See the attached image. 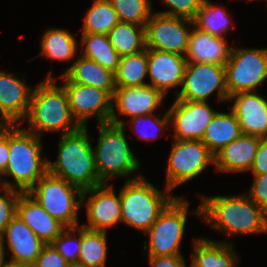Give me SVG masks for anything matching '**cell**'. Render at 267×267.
Here are the masks:
<instances>
[{
    "label": "cell",
    "instance_id": "f6af8a7d",
    "mask_svg": "<svg viewBox=\"0 0 267 267\" xmlns=\"http://www.w3.org/2000/svg\"><path fill=\"white\" fill-rule=\"evenodd\" d=\"M5 251L2 249L1 245H0V267H3L4 263L7 261L5 259Z\"/></svg>",
    "mask_w": 267,
    "mask_h": 267
},
{
    "label": "cell",
    "instance_id": "e0dca14e",
    "mask_svg": "<svg viewBox=\"0 0 267 267\" xmlns=\"http://www.w3.org/2000/svg\"><path fill=\"white\" fill-rule=\"evenodd\" d=\"M31 89L18 77L0 71V119L6 125L22 122L31 102Z\"/></svg>",
    "mask_w": 267,
    "mask_h": 267
},
{
    "label": "cell",
    "instance_id": "ffe728a7",
    "mask_svg": "<svg viewBox=\"0 0 267 267\" xmlns=\"http://www.w3.org/2000/svg\"><path fill=\"white\" fill-rule=\"evenodd\" d=\"M149 85L164 95L169 89L181 86L186 68L184 55L147 48Z\"/></svg>",
    "mask_w": 267,
    "mask_h": 267
},
{
    "label": "cell",
    "instance_id": "5bb4252c",
    "mask_svg": "<svg viewBox=\"0 0 267 267\" xmlns=\"http://www.w3.org/2000/svg\"><path fill=\"white\" fill-rule=\"evenodd\" d=\"M102 183L91 189L84 190L82 193V205L86 206L87 219L82 227L94 231L107 232L108 227L117 225L121 222V198L116 195L113 186ZM89 200L85 201L86 196Z\"/></svg>",
    "mask_w": 267,
    "mask_h": 267
},
{
    "label": "cell",
    "instance_id": "60d3db41",
    "mask_svg": "<svg viewBox=\"0 0 267 267\" xmlns=\"http://www.w3.org/2000/svg\"><path fill=\"white\" fill-rule=\"evenodd\" d=\"M9 125H6L0 131V178H1V186L6 188L16 189L15 185L10 183V181H6V179H2V175L5 174L6 167L9 161Z\"/></svg>",
    "mask_w": 267,
    "mask_h": 267
},
{
    "label": "cell",
    "instance_id": "4316f807",
    "mask_svg": "<svg viewBox=\"0 0 267 267\" xmlns=\"http://www.w3.org/2000/svg\"><path fill=\"white\" fill-rule=\"evenodd\" d=\"M82 56L99 63L105 69L116 72L120 55L111 44L106 34L83 33L81 38Z\"/></svg>",
    "mask_w": 267,
    "mask_h": 267
},
{
    "label": "cell",
    "instance_id": "9a60e30c",
    "mask_svg": "<svg viewBox=\"0 0 267 267\" xmlns=\"http://www.w3.org/2000/svg\"><path fill=\"white\" fill-rule=\"evenodd\" d=\"M176 140H202L206 127L217 111L203 101H182L175 99L168 110Z\"/></svg>",
    "mask_w": 267,
    "mask_h": 267
},
{
    "label": "cell",
    "instance_id": "603a6c76",
    "mask_svg": "<svg viewBox=\"0 0 267 267\" xmlns=\"http://www.w3.org/2000/svg\"><path fill=\"white\" fill-rule=\"evenodd\" d=\"M191 31L185 58L190 63H211L225 65L232 47L225 37H217L196 27Z\"/></svg>",
    "mask_w": 267,
    "mask_h": 267
},
{
    "label": "cell",
    "instance_id": "8d00e7d4",
    "mask_svg": "<svg viewBox=\"0 0 267 267\" xmlns=\"http://www.w3.org/2000/svg\"><path fill=\"white\" fill-rule=\"evenodd\" d=\"M5 195L0 194V234L4 231L8 223L16 215V205L20 194L19 190L1 186Z\"/></svg>",
    "mask_w": 267,
    "mask_h": 267
},
{
    "label": "cell",
    "instance_id": "8992f818",
    "mask_svg": "<svg viewBox=\"0 0 267 267\" xmlns=\"http://www.w3.org/2000/svg\"><path fill=\"white\" fill-rule=\"evenodd\" d=\"M125 125L99 124V138L94 147L95 168L103 183L118 177H128L139 169V160L134 156L125 138Z\"/></svg>",
    "mask_w": 267,
    "mask_h": 267
},
{
    "label": "cell",
    "instance_id": "9c48e42d",
    "mask_svg": "<svg viewBox=\"0 0 267 267\" xmlns=\"http://www.w3.org/2000/svg\"><path fill=\"white\" fill-rule=\"evenodd\" d=\"M228 95L256 91L267 79V48H231L224 65Z\"/></svg>",
    "mask_w": 267,
    "mask_h": 267
},
{
    "label": "cell",
    "instance_id": "b9f144b4",
    "mask_svg": "<svg viewBox=\"0 0 267 267\" xmlns=\"http://www.w3.org/2000/svg\"><path fill=\"white\" fill-rule=\"evenodd\" d=\"M250 171L253 175L267 174V138H262L259 141L256 156Z\"/></svg>",
    "mask_w": 267,
    "mask_h": 267
},
{
    "label": "cell",
    "instance_id": "d4e9b609",
    "mask_svg": "<svg viewBox=\"0 0 267 267\" xmlns=\"http://www.w3.org/2000/svg\"><path fill=\"white\" fill-rule=\"evenodd\" d=\"M194 252L189 267H237L239 256L235 254L232 244L212 239H193Z\"/></svg>",
    "mask_w": 267,
    "mask_h": 267
},
{
    "label": "cell",
    "instance_id": "cb8c5ba5",
    "mask_svg": "<svg viewBox=\"0 0 267 267\" xmlns=\"http://www.w3.org/2000/svg\"><path fill=\"white\" fill-rule=\"evenodd\" d=\"M62 75L69 82L90 85L114 96L116 89L114 73L82 55Z\"/></svg>",
    "mask_w": 267,
    "mask_h": 267
},
{
    "label": "cell",
    "instance_id": "4fadbf2b",
    "mask_svg": "<svg viewBox=\"0 0 267 267\" xmlns=\"http://www.w3.org/2000/svg\"><path fill=\"white\" fill-rule=\"evenodd\" d=\"M189 25L194 26L193 20L152 13L145 26L146 48L185 55Z\"/></svg>",
    "mask_w": 267,
    "mask_h": 267
},
{
    "label": "cell",
    "instance_id": "74e56055",
    "mask_svg": "<svg viewBox=\"0 0 267 267\" xmlns=\"http://www.w3.org/2000/svg\"><path fill=\"white\" fill-rule=\"evenodd\" d=\"M170 10L156 12L166 16L182 17L193 20L204 0H162Z\"/></svg>",
    "mask_w": 267,
    "mask_h": 267
},
{
    "label": "cell",
    "instance_id": "f1b7e54d",
    "mask_svg": "<svg viewBox=\"0 0 267 267\" xmlns=\"http://www.w3.org/2000/svg\"><path fill=\"white\" fill-rule=\"evenodd\" d=\"M107 35L120 56L136 54L146 49L145 27L120 21Z\"/></svg>",
    "mask_w": 267,
    "mask_h": 267
},
{
    "label": "cell",
    "instance_id": "ee69618b",
    "mask_svg": "<svg viewBox=\"0 0 267 267\" xmlns=\"http://www.w3.org/2000/svg\"><path fill=\"white\" fill-rule=\"evenodd\" d=\"M3 267H32V266L15 263L8 260L4 263Z\"/></svg>",
    "mask_w": 267,
    "mask_h": 267
},
{
    "label": "cell",
    "instance_id": "8fae6325",
    "mask_svg": "<svg viewBox=\"0 0 267 267\" xmlns=\"http://www.w3.org/2000/svg\"><path fill=\"white\" fill-rule=\"evenodd\" d=\"M216 90L219 101L229 99L224 65L187 62L181 89L175 93L182 101L206 102Z\"/></svg>",
    "mask_w": 267,
    "mask_h": 267
},
{
    "label": "cell",
    "instance_id": "3957f363",
    "mask_svg": "<svg viewBox=\"0 0 267 267\" xmlns=\"http://www.w3.org/2000/svg\"><path fill=\"white\" fill-rule=\"evenodd\" d=\"M90 143L87 126L62 134L57 159L53 163L48 159V172L82 191L102 184L95 168L94 149Z\"/></svg>",
    "mask_w": 267,
    "mask_h": 267
},
{
    "label": "cell",
    "instance_id": "484cf974",
    "mask_svg": "<svg viewBox=\"0 0 267 267\" xmlns=\"http://www.w3.org/2000/svg\"><path fill=\"white\" fill-rule=\"evenodd\" d=\"M242 134L239 122L230 109V113L218 112L206 127L202 142L215 156L226 145Z\"/></svg>",
    "mask_w": 267,
    "mask_h": 267
},
{
    "label": "cell",
    "instance_id": "52a82bcc",
    "mask_svg": "<svg viewBox=\"0 0 267 267\" xmlns=\"http://www.w3.org/2000/svg\"><path fill=\"white\" fill-rule=\"evenodd\" d=\"M28 193L65 227L79 226L77 212L82 205L83 193L80 188L47 172Z\"/></svg>",
    "mask_w": 267,
    "mask_h": 267
},
{
    "label": "cell",
    "instance_id": "e575fe53",
    "mask_svg": "<svg viewBox=\"0 0 267 267\" xmlns=\"http://www.w3.org/2000/svg\"><path fill=\"white\" fill-rule=\"evenodd\" d=\"M76 232L79 234L78 237L75 236ZM51 244L67 262H78L81 248V227H66Z\"/></svg>",
    "mask_w": 267,
    "mask_h": 267
},
{
    "label": "cell",
    "instance_id": "2e32d148",
    "mask_svg": "<svg viewBox=\"0 0 267 267\" xmlns=\"http://www.w3.org/2000/svg\"><path fill=\"white\" fill-rule=\"evenodd\" d=\"M164 94L149 84L139 87H116L112 97V116L110 123L123 126L126 123L118 119V114L129 118L154 114L161 105Z\"/></svg>",
    "mask_w": 267,
    "mask_h": 267
},
{
    "label": "cell",
    "instance_id": "83f0119b",
    "mask_svg": "<svg viewBox=\"0 0 267 267\" xmlns=\"http://www.w3.org/2000/svg\"><path fill=\"white\" fill-rule=\"evenodd\" d=\"M78 43L66 29L50 28L43 34L41 52L46 59L69 61L76 55Z\"/></svg>",
    "mask_w": 267,
    "mask_h": 267
},
{
    "label": "cell",
    "instance_id": "ab89813d",
    "mask_svg": "<svg viewBox=\"0 0 267 267\" xmlns=\"http://www.w3.org/2000/svg\"><path fill=\"white\" fill-rule=\"evenodd\" d=\"M249 191V198L267 213V174L254 175Z\"/></svg>",
    "mask_w": 267,
    "mask_h": 267
},
{
    "label": "cell",
    "instance_id": "7bdbcfd3",
    "mask_svg": "<svg viewBox=\"0 0 267 267\" xmlns=\"http://www.w3.org/2000/svg\"><path fill=\"white\" fill-rule=\"evenodd\" d=\"M150 267H186L182 255L149 256Z\"/></svg>",
    "mask_w": 267,
    "mask_h": 267
},
{
    "label": "cell",
    "instance_id": "836d02e7",
    "mask_svg": "<svg viewBox=\"0 0 267 267\" xmlns=\"http://www.w3.org/2000/svg\"><path fill=\"white\" fill-rule=\"evenodd\" d=\"M119 21L145 27L152 12L150 0H110Z\"/></svg>",
    "mask_w": 267,
    "mask_h": 267
},
{
    "label": "cell",
    "instance_id": "44dd1931",
    "mask_svg": "<svg viewBox=\"0 0 267 267\" xmlns=\"http://www.w3.org/2000/svg\"><path fill=\"white\" fill-rule=\"evenodd\" d=\"M16 214L45 244H51L66 228L28 192L20 194L16 205Z\"/></svg>",
    "mask_w": 267,
    "mask_h": 267
},
{
    "label": "cell",
    "instance_id": "7a4b0ae2",
    "mask_svg": "<svg viewBox=\"0 0 267 267\" xmlns=\"http://www.w3.org/2000/svg\"><path fill=\"white\" fill-rule=\"evenodd\" d=\"M52 73L32 91L27 131L41 137L44 132H60L63 135L77 131L82 126L71 112L68 96L63 86L55 84Z\"/></svg>",
    "mask_w": 267,
    "mask_h": 267
},
{
    "label": "cell",
    "instance_id": "d6986e66",
    "mask_svg": "<svg viewBox=\"0 0 267 267\" xmlns=\"http://www.w3.org/2000/svg\"><path fill=\"white\" fill-rule=\"evenodd\" d=\"M242 134L267 138V100L256 91L238 92L229 96Z\"/></svg>",
    "mask_w": 267,
    "mask_h": 267
},
{
    "label": "cell",
    "instance_id": "7c38bea8",
    "mask_svg": "<svg viewBox=\"0 0 267 267\" xmlns=\"http://www.w3.org/2000/svg\"><path fill=\"white\" fill-rule=\"evenodd\" d=\"M71 112L76 121L86 127L89 117L97 118L98 124L110 123L113 108L112 96L104 90L90 85L69 82L63 75Z\"/></svg>",
    "mask_w": 267,
    "mask_h": 267
},
{
    "label": "cell",
    "instance_id": "5b68a950",
    "mask_svg": "<svg viewBox=\"0 0 267 267\" xmlns=\"http://www.w3.org/2000/svg\"><path fill=\"white\" fill-rule=\"evenodd\" d=\"M41 151V137L21 130L18 124L9 125L10 154L4 176L14 179L16 190L28 192L48 172V160Z\"/></svg>",
    "mask_w": 267,
    "mask_h": 267
},
{
    "label": "cell",
    "instance_id": "7402d4cb",
    "mask_svg": "<svg viewBox=\"0 0 267 267\" xmlns=\"http://www.w3.org/2000/svg\"><path fill=\"white\" fill-rule=\"evenodd\" d=\"M262 138L241 134L215 155V168L220 172H245L252 168L258 143Z\"/></svg>",
    "mask_w": 267,
    "mask_h": 267
},
{
    "label": "cell",
    "instance_id": "d6a6232c",
    "mask_svg": "<svg viewBox=\"0 0 267 267\" xmlns=\"http://www.w3.org/2000/svg\"><path fill=\"white\" fill-rule=\"evenodd\" d=\"M230 19L224 8L213 5L210 0H204L193 19V24L203 32L223 38V34L230 29Z\"/></svg>",
    "mask_w": 267,
    "mask_h": 267
},
{
    "label": "cell",
    "instance_id": "d590c367",
    "mask_svg": "<svg viewBox=\"0 0 267 267\" xmlns=\"http://www.w3.org/2000/svg\"><path fill=\"white\" fill-rule=\"evenodd\" d=\"M163 116H164L163 118H158V117L155 116V114L136 116V117H132L129 120V122L134 126L133 127V131L135 133L139 132L138 137L140 139H143L145 142H148L150 140L158 138V134L160 135L164 128H166L168 125H171L168 111H166ZM141 122L143 123V125L145 124L144 126H146V127L141 126L140 125ZM148 127L149 128L151 127L152 129L156 128L155 130L158 131V134L154 135L153 131H152L153 135L148 133V132H150L149 130H151Z\"/></svg>",
    "mask_w": 267,
    "mask_h": 267
},
{
    "label": "cell",
    "instance_id": "1f68e13d",
    "mask_svg": "<svg viewBox=\"0 0 267 267\" xmlns=\"http://www.w3.org/2000/svg\"><path fill=\"white\" fill-rule=\"evenodd\" d=\"M119 22L117 12L110 0H93L92 6L85 15L81 30L82 33L107 35Z\"/></svg>",
    "mask_w": 267,
    "mask_h": 267
},
{
    "label": "cell",
    "instance_id": "ac0fdd59",
    "mask_svg": "<svg viewBox=\"0 0 267 267\" xmlns=\"http://www.w3.org/2000/svg\"><path fill=\"white\" fill-rule=\"evenodd\" d=\"M11 251L9 261L32 266L45 243L16 214L0 234V245L5 251L4 241Z\"/></svg>",
    "mask_w": 267,
    "mask_h": 267
},
{
    "label": "cell",
    "instance_id": "7dc6e473",
    "mask_svg": "<svg viewBox=\"0 0 267 267\" xmlns=\"http://www.w3.org/2000/svg\"><path fill=\"white\" fill-rule=\"evenodd\" d=\"M6 126V124L3 121H0V131Z\"/></svg>",
    "mask_w": 267,
    "mask_h": 267
},
{
    "label": "cell",
    "instance_id": "6da1fadb",
    "mask_svg": "<svg viewBox=\"0 0 267 267\" xmlns=\"http://www.w3.org/2000/svg\"><path fill=\"white\" fill-rule=\"evenodd\" d=\"M196 214L219 232L230 235L267 232V213L249 196H201Z\"/></svg>",
    "mask_w": 267,
    "mask_h": 267
},
{
    "label": "cell",
    "instance_id": "277c9868",
    "mask_svg": "<svg viewBox=\"0 0 267 267\" xmlns=\"http://www.w3.org/2000/svg\"><path fill=\"white\" fill-rule=\"evenodd\" d=\"M165 187L156 188L141 174L129 178L120 190L121 222L146 233L159 214L175 198Z\"/></svg>",
    "mask_w": 267,
    "mask_h": 267
},
{
    "label": "cell",
    "instance_id": "f546056e",
    "mask_svg": "<svg viewBox=\"0 0 267 267\" xmlns=\"http://www.w3.org/2000/svg\"><path fill=\"white\" fill-rule=\"evenodd\" d=\"M148 74L147 48L139 53L124 55L120 62L115 76L116 87H139L147 85L144 82Z\"/></svg>",
    "mask_w": 267,
    "mask_h": 267
},
{
    "label": "cell",
    "instance_id": "bcb514c9",
    "mask_svg": "<svg viewBox=\"0 0 267 267\" xmlns=\"http://www.w3.org/2000/svg\"><path fill=\"white\" fill-rule=\"evenodd\" d=\"M66 267H85L80 262H68Z\"/></svg>",
    "mask_w": 267,
    "mask_h": 267
},
{
    "label": "cell",
    "instance_id": "f35d334b",
    "mask_svg": "<svg viewBox=\"0 0 267 267\" xmlns=\"http://www.w3.org/2000/svg\"><path fill=\"white\" fill-rule=\"evenodd\" d=\"M67 264L52 244H45L32 267H66Z\"/></svg>",
    "mask_w": 267,
    "mask_h": 267
},
{
    "label": "cell",
    "instance_id": "ba28073f",
    "mask_svg": "<svg viewBox=\"0 0 267 267\" xmlns=\"http://www.w3.org/2000/svg\"><path fill=\"white\" fill-rule=\"evenodd\" d=\"M189 202L183 197H175L159 214L155 223L146 232L150 237L149 246L145 240L143 249L149 248V256L181 255ZM148 247V248H147Z\"/></svg>",
    "mask_w": 267,
    "mask_h": 267
},
{
    "label": "cell",
    "instance_id": "30bf717a",
    "mask_svg": "<svg viewBox=\"0 0 267 267\" xmlns=\"http://www.w3.org/2000/svg\"><path fill=\"white\" fill-rule=\"evenodd\" d=\"M215 156L201 140H176L168 159L166 188L170 191L201 174Z\"/></svg>",
    "mask_w": 267,
    "mask_h": 267
},
{
    "label": "cell",
    "instance_id": "4dcf8cb0",
    "mask_svg": "<svg viewBox=\"0 0 267 267\" xmlns=\"http://www.w3.org/2000/svg\"><path fill=\"white\" fill-rule=\"evenodd\" d=\"M107 232L81 226V248L78 262L85 267H106Z\"/></svg>",
    "mask_w": 267,
    "mask_h": 267
}]
</instances>
